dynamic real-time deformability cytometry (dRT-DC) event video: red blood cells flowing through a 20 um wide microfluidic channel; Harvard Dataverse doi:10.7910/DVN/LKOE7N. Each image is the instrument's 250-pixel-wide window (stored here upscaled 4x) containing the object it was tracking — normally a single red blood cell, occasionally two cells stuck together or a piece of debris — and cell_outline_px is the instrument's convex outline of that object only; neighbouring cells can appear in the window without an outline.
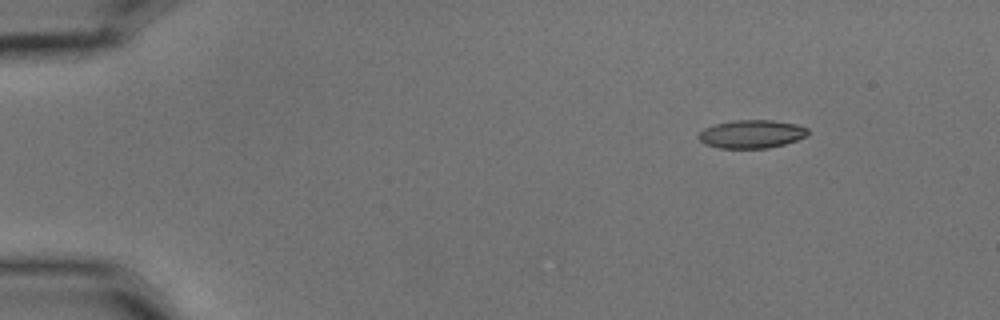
{"species": "common noctule bat (a hibernating species)", "species_latin": "Nyctalus noctula", "temperature_condition": "cold", "stored_images_in_passage": 4, "camera_frame_rate_fps": 3000, "um_per_image_px": 0.085, "animal": {"sex": "male", "body_mass_g": 15.6}, "frame": {"image": 1, "passage_image": 1, "time_ms": 0.0, "image_size_px": [1000, 320], "cell_outline_px": [[808, 136], [784, 144], [768, 148], [720, 148], [704, 144], [696, 136], [704, 128], [716, 124], [732, 120], [772, 120], [796, 124], [808, 128]], "centroid_in_image_um": [63.88, 11.39], "position_along_channel_um": 21.1, "area_um2": 18.03}}
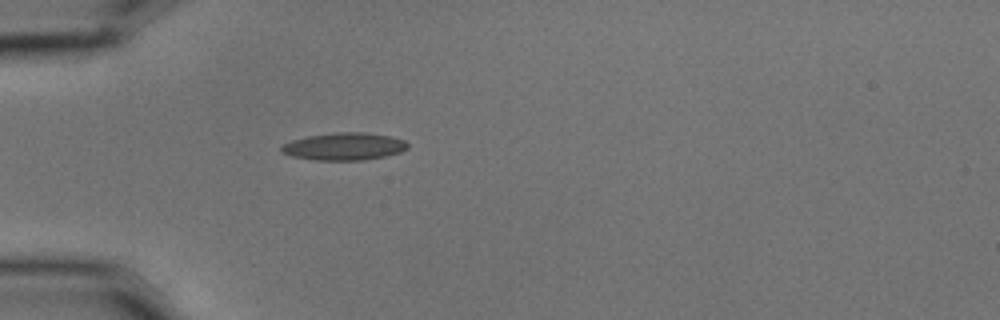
{"frame": {"image": 2, "passage_image": 4, "time_ms": 1.0, "image_size_px": [1000, 320], "cell_outline_px": [[408, 148], [400, 152], [384, 156], [364, 160], [312, 160], [292, 156], [280, 152], [280, 148], [284, 144], [292, 140], [308, 136], [336, 132], [364, 132], [388, 136], [404, 140], [408, 144]], "centroid_in_image_um": [29.23, 12.45], "position_along_channel_um": 55.8, "area_um2": 20.11}}